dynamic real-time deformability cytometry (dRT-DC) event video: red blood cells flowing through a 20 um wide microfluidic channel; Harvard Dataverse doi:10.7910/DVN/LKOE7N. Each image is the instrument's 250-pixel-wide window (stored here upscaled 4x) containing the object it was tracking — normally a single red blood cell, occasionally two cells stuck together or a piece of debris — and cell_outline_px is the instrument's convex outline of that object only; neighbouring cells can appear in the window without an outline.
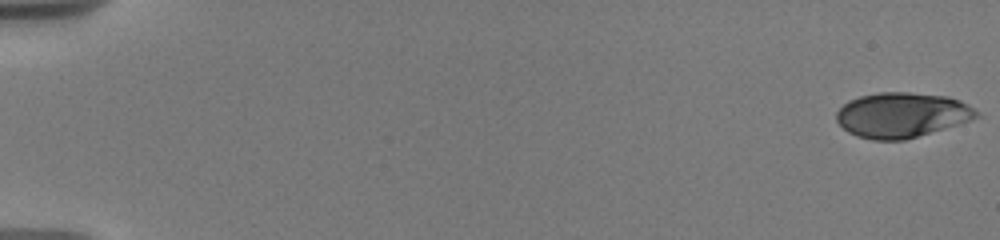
{"species": "human", "species_latin": "Homo sapiens", "temperature_condition": "warm", "stored_images_in_passage": 22, "camera_frame_rate_fps": 3000, "um_per_image_px": 0.085, "donor": {"sex": "male"}, "frame": {"image": 1, "passage_image": 1, "time_ms": 0.0, "image_size_px": [1000, 240], "cell_outline_px": [[980, 116], [972, 120], [904, 140], [872, 140], [856, 136], [848, 132], [836, 120], [836, 112], [848, 100], [860, 96], [880, 92], [908, 92], [948, 96], [960, 100], [968, 104], [980, 112]], "centroid_in_image_um": [76.67, 9.77], "position_along_channel_um": 8.3, "area_um2": 36.88}}
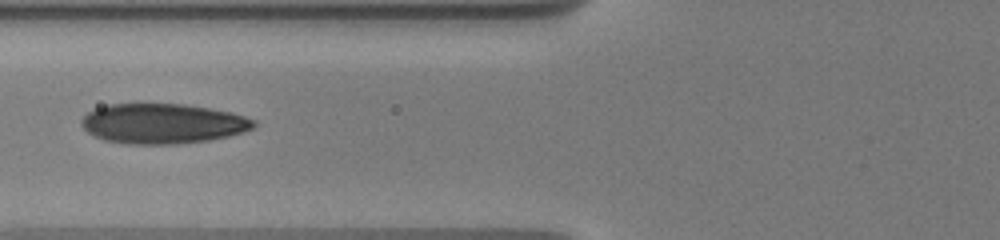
{"frame": {"image": 2, "passage_image": 8, "time_ms": 7.667, "image_size_px": [1000, 240], "cell_outline_px": [[256, 124], [252, 128], [244, 132], [228, 136], [208, 140], [176, 144], [128, 144], [104, 140], [92, 136], [80, 124], [80, 120], [88, 112], [96, 108], [108, 104], [184, 104], [232, 112], [256, 120]], "centroid_in_image_um": [13.81, 10.51], "position_along_channel_um": 112.0, "area_um2": 40.29}}
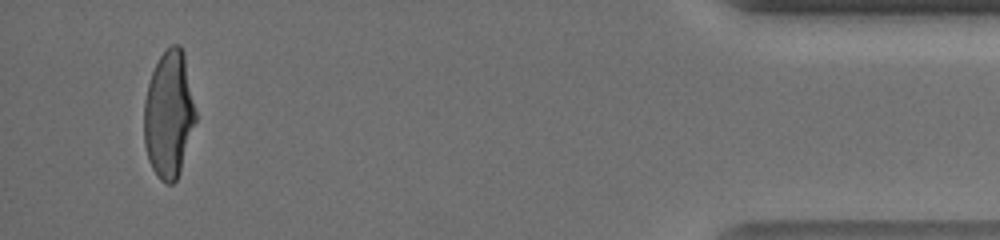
{"frame": {"image": 3, "passage_image": 21, "time_ms": 17.667, "image_size_px": [1000, 240], "cell_outline_px": [[196, 120], [180, 172], [176, 180], [172, 184], [168, 184], [160, 180], [152, 168], [148, 160], [144, 144], [144, 100], [148, 84], [152, 72], [160, 56], [172, 44], [180, 44], [184, 52], [196, 112]], "centroid_in_image_um": [14.35, 9.74], "position_along_channel_um": 420.9, "area_um2": 38.26}, "authors_computed_cell_mechanics": {"area_um2": 38.4081, "velocity_mm_per_s": 3.7024, "shape_relaxation_time_tau1_ms": 8.1875, "shape_relaxation_time_tau2_ms": null, "deformation_change_tau1": 0.2629, "deformation_change_tau2": null}}